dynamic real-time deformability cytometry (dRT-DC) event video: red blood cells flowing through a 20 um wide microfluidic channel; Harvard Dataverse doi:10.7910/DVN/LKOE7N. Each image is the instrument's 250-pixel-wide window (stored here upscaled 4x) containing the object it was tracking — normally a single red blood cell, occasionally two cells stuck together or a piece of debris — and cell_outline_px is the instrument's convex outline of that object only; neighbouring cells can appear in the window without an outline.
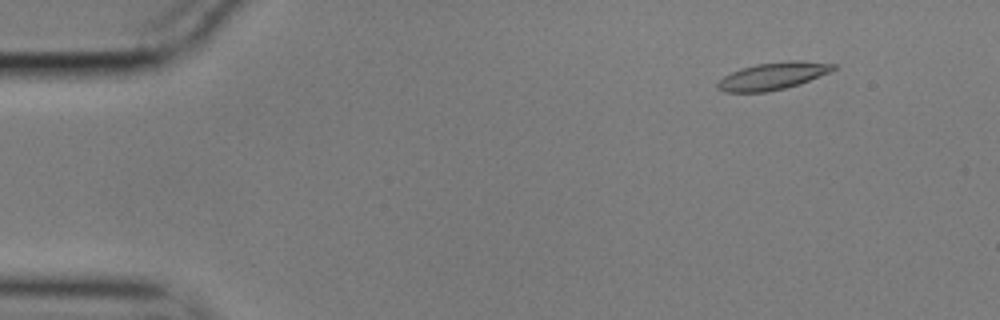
{"species": "common noctule bat (a hibernating species)", "species_latin": "Nyctalus noctula", "temperature_condition": "cold", "stored_images_in_passage": 13, "camera_frame_rate_fps": 3000, "um_per_image_px": 0.085, "animal": {"sex": "male", "body_mass_g": 17.9}, "frame": {"image": 1, "passage_image": 6, "time_ms": 1.667, "image_size_px": [1000, 320], "cell_outline_px": [[836, 68], [828, 72], [800, 84], [768, 92], [724, 92], [716, 88], [716, 84], [724, 76], [740, 68], [756, 64], [792, 60], [800, 60], [836, 64]], "centroid_in_image_um": [65.66, 6.46], "position_along_channel_um": 19.3, "area_um2": 18.32}}